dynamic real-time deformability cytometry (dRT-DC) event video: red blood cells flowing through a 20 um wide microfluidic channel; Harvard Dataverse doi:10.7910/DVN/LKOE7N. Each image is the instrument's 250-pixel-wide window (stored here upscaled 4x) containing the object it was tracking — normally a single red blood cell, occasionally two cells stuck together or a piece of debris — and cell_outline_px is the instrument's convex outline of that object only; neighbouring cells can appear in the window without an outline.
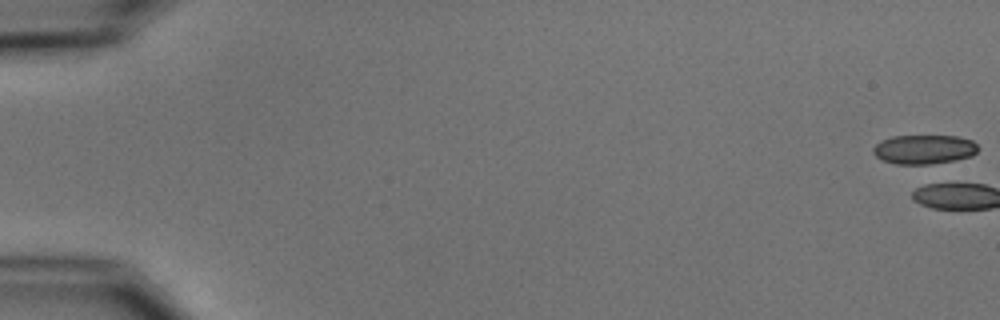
{"species": "common noctule bat (a hibernating species)", "species_latin": "Nyctalus noctula", "temperature_condition": "cold", "stored_images_in_passage": 51, "camera_frame_rate_fps": 3000, "um_per_image_px": 0.085, "animal": {"sex": "male", "body_mass_g": 15.6}, "frame": {"image": 1, "passage_image": 1, "time_ms": 0.0, "image_size_px": [1000, 320], "cell_outline_px": [[980, 148], [972, 156], [924, 168], [896, 164], [880, 160], [872, 152], [872, 148], [880, 140], [892, 136], [956, 136], [972, 140]], "centroid_in_image_um": [78.53, 12.75], "position_along_channel_um": 6.5, "area_um2": 18.84}}